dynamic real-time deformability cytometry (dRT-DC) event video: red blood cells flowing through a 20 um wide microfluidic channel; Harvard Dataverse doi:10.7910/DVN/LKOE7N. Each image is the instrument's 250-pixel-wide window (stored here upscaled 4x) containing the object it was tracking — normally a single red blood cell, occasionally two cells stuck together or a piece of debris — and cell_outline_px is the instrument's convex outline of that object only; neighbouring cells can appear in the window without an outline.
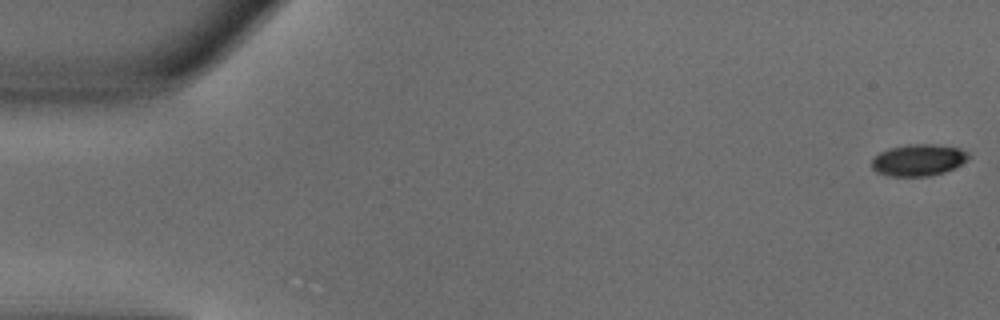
{"species": "common noctule bat (a hibernating species)", "species_latin": "Nyctalus noctula", "temperature_condition": "warm", "stored_images_in_passage": 50, "camera_frame_rate_fps": 3000, "um_per_image_px": 0.085, "animal": {"sex": "male", "body_mass_g": 18.8}, "frame": {"image": 1, "passage_image": 1, "time_ms": 0.0, "image_size_px": [1000, 320], "cell_outline_px": [[972, 156], [968, 160], [944, 172], [928, 176], [892, 176], [876, 172], [872, 168], [872, 156], [880, 152], [892, 148], [908, 144], [936, 144], [960, 148], [968, 152]], "centroid_in_image_um": [78.08, 13.59], "position_along_channel_um": 6.9, "area_um2": 17.92}}
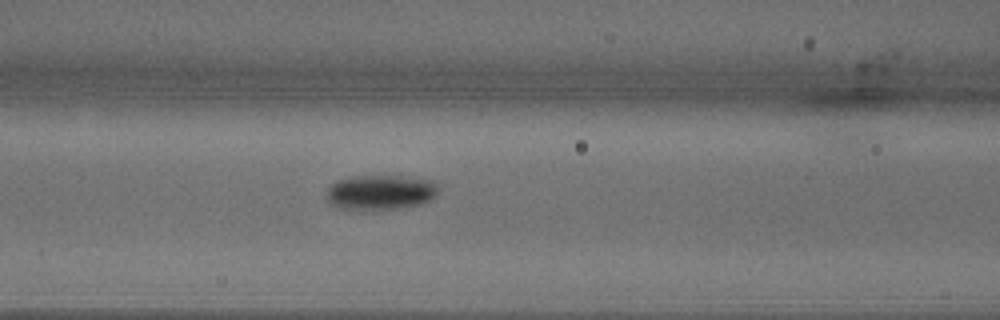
{"frame": {"image": 2, "passage_image": 21, "time_ms": 6.667, "image_size_px": [1000, 320], "cell_outline_px": [[440, 188], [436, 196], [420, 204], [396, 208], [340, 208], [328, 204], [328, 188], [332, 184], [340, 180], [352, 176], [400, 176], [432, 180]], "centroid_in_image_um": [32.37, 16.32], "position_along_channel_um": 134.2, "area_um2": 22.25}}
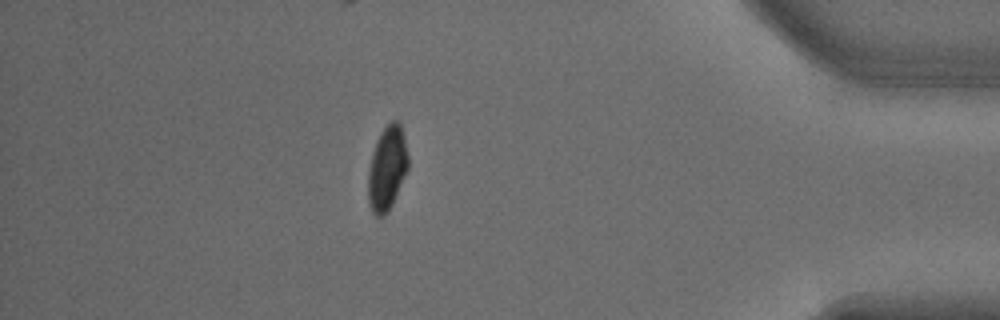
{"frame": {"image": 3, "passage_image": 44, "time_ms": 14.333, "image_size_px": [1000, 320], "cell_outline_px": [[408, 168], [392, 204], [388, 212], [384, 216], [376, 216], [372, 212], [368, 204], [368, 172], [372, 152], [376, 140], [380, 132], [392, 120], [400, 120], [408, 156]], "centroid_in_image_um": [32.89, 14.29], "position_along_channel_um": 402.3, "area_um2": 19.71}, "authors_computed_cell_mechanics": {"area_um2": 20.0855, "velocity_mm_per_s": 4.044, "shape_relaxation_time_tau1_ms": 2.1349, "shape_relaxation_time_tau2_ms": null, "deformation_change_tau1": 0.1332, "deformation_change_tau2": null}}